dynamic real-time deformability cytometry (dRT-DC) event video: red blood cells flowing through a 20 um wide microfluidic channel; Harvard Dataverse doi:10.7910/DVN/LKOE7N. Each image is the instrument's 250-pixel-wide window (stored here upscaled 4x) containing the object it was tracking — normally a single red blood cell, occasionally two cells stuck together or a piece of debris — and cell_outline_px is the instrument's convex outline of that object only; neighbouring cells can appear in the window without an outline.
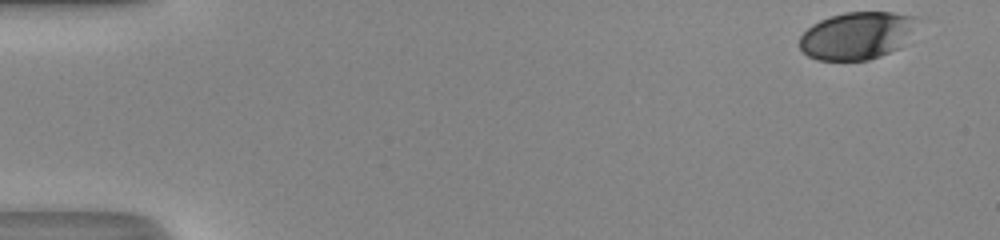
{"species": "human", "species_latin": "Homo sapiens", "temperature_condition": "room temperature", "stored_images_in_passage": 42, "camera_frame_rate_fps": 3000, "um_per_image_px": 0.085, "donor": {"sex": "male"}, "frame": {"image": 1, "passage_image": 1, "time_ms": 0.0, "image_size_px": [1000, 240], "cell_outline_px": [[924, 16], [908, 44], [900, 48], [880, 56], [868, 60], [816, 60], [808, 56], [800, 48], [800, 36], [812, 24], [820, 20], [844, 12], [892, 12]], "centroid_in_image_um": [72.98, 3.01], "position_along_channel_um": 12.0, "area_um2": 33.52}}
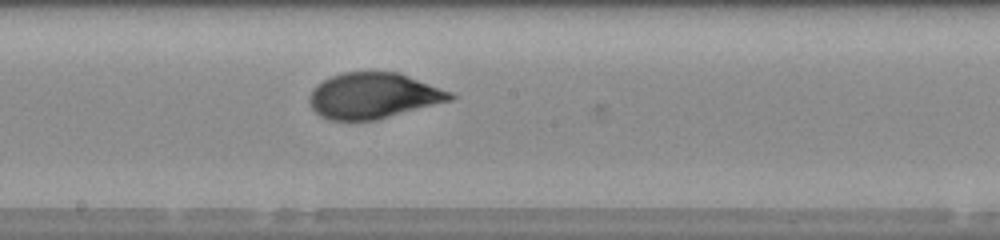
{"frame": {"image": 2, "passage_image": 27, "time_ms": 8.667, "image_size_px": [1000, 240], "cell_outline_px": [[456, 96], [452, 100], [376, 120], [328, 120], [320, 116], [308, 104], [308, 96], [312, 88], [316, 84], [332, 76], [344, 72], [400, 72], [452, 92]], "centroid_in_image_um": [31.71, 8.13], "position_along_channel_um": 216.5, "area_um2": 37.74}}
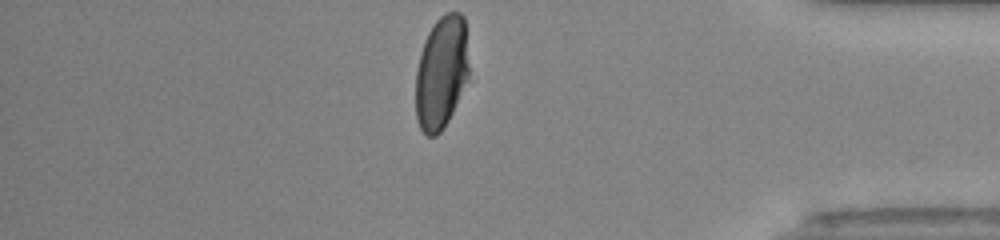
{"frame": {"image": 3, "passage_image": 42, "time_ms": 13.667, "image_size_px": [1000, 240], "cell_outline_px": [[468, 76], [452, 112], [448, 120], [440, 132], [436, 136], [428, 136], [420, 128], [416, 120], [416, 72], [424, 40], [432, 24], [444, 12], [460, 12], [464, 16], [468, 64]], "centroid_in_image_um": [37.5, 6.14], "position_along_channel_um": 397.7, "area_um2": 34.85}, "authors_computed_cell_mechanics": {"area_um2": 37.7434, "velocity_mm_per_s": 4.2123, "shape_relaxation_time_tau1_ms": 4.9369, "shape_relaxation_time_tau2_ms": null, "deformation_change_tau1": 0.1993, "deformation_change_tau2": null}}